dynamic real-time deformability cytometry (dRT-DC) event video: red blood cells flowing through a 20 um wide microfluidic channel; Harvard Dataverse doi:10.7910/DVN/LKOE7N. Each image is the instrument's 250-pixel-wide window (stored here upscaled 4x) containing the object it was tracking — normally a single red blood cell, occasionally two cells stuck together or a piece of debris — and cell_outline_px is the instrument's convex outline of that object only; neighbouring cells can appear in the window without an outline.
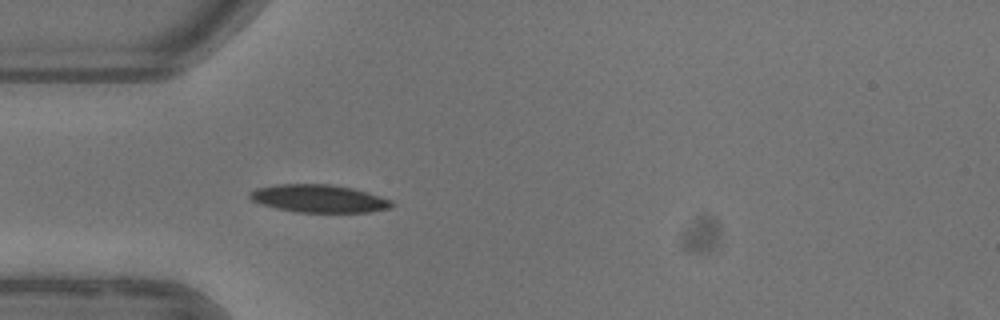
{"species": "common noctule bat (a hibernating species)", "species_latin": "Nyctalus noctula", "temperature_condition": "warm", "stored_images_in_passage": 21, "camera_frame_rate_fps": 3000, "um_per_image_px": 0.085, "animal": {"sex": "female"}, "frame": {"image": 1, "passage_image": 15, "time_ms": 4.667, "image_size_px": [1000, 320], "cell_outline_px": [[392, 208], [368, 212], [296, 212], [276, 208], [260, 204], [252, 200], [248, 196], [248, 192], [256, 188], [276, 184], [332, 184], [352, 188], [368, 192], [392, 200]], "centroid_in_image_um": [27.08, 16.87], "position_along_channel_um": 57.9, "area_um2": 23.12}}
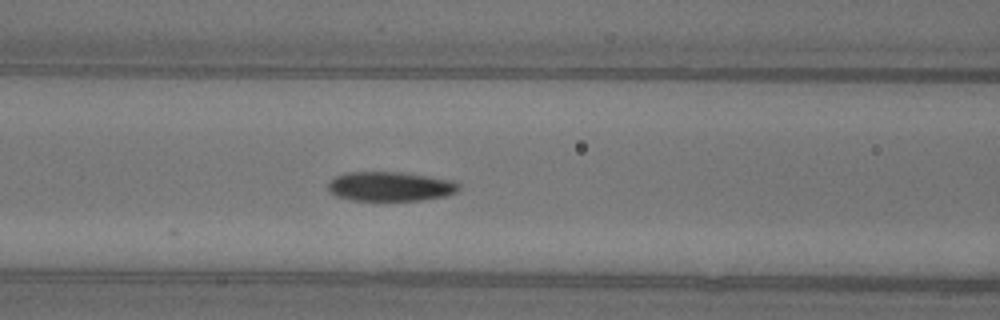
{"frame": {"image": 2, "passage_image": 21, "time_ms": 6.667, "image_size_px": [1000, 320], "cell_outline_px": [[460, 188], [456, 192], [444, 196], [420, 200], [352, 200], [336, 196], [328, 192], [328, 180], [336, 176], [348, 172], [400, 172], [456, 180], [460, 184]], "centroid_in_image_um": [33.16, 15.84], "position_along_channel_um": 133.4, "area_um2": 22.54}}